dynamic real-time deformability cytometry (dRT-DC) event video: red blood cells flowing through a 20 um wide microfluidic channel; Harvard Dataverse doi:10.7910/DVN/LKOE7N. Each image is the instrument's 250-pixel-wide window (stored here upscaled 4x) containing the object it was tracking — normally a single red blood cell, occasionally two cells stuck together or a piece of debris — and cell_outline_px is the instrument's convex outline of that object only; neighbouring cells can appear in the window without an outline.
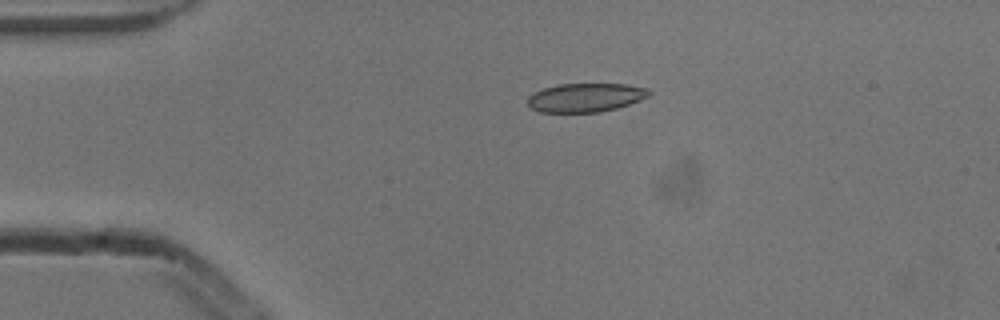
{"species": "common noctule bat (a hibernating species)", "species_latin": "Nyctalus noctula", "temperature_condition": "cold", "stored_images_in_passage": 5, "camera_frame_rate_fps": 3000, "um_per_image_px": 0.085, "animal": {"sex": "male", "body_mass_g": 13.3}, "frame": {"image": 1, "passage_image": 3, "time_ms": 0.667, "image_size_px": [1000, 320], "cell_outline_px": [[652, 92], [648, 96], [640, 100], [616, 108], [600, 112], [540, 112], [532, 108], [528, 104], [528, 96], [532, 92], [556, 84], [628, 84], [648, 88]], "centroid_in_image_um": [49.77, 8.28], "position_along_channel_um": 35.2, "area_um2": 20.4}}